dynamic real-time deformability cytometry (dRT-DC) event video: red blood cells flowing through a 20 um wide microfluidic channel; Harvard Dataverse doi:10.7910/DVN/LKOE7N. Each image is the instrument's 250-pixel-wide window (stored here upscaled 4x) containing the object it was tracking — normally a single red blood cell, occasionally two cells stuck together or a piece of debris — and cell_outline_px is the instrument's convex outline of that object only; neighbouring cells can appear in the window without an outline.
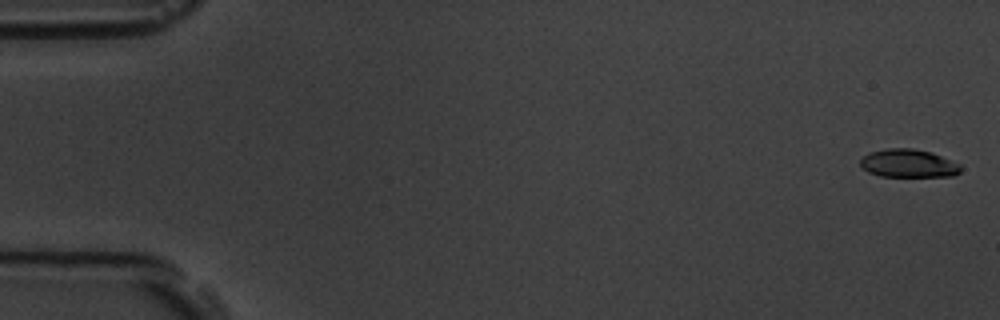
{"species": "common noctule bat (a hibernating species)", "species_latin": "Nyctalus noctula", "temperature_condition": "room temperature", "stored_images_in_passage": 4, "camera_frame_rate_fps": 3000, "um_per_image_px": 0.085, "animal": {"sex": "male", "body_mass_g": 19.5, "forearm_length_mm": 54.6}, "frame": {"image": 1, "passage_image": 1, "time_ms": 0.0, "image_size_px": [1000, 320], "cell_outline_px": [[964, 168], [960, 172], [952, 176], [880, 176], [868, 172], [860, 164], [860, 160], [864, 156], [872, 152], [888, 148], [912, 148], [932, 152], [960, 164]], "centroid_in_image_um": [77.26, 13.89], "position_along_channel_um": 7.7, "area_um2": 16.42}}